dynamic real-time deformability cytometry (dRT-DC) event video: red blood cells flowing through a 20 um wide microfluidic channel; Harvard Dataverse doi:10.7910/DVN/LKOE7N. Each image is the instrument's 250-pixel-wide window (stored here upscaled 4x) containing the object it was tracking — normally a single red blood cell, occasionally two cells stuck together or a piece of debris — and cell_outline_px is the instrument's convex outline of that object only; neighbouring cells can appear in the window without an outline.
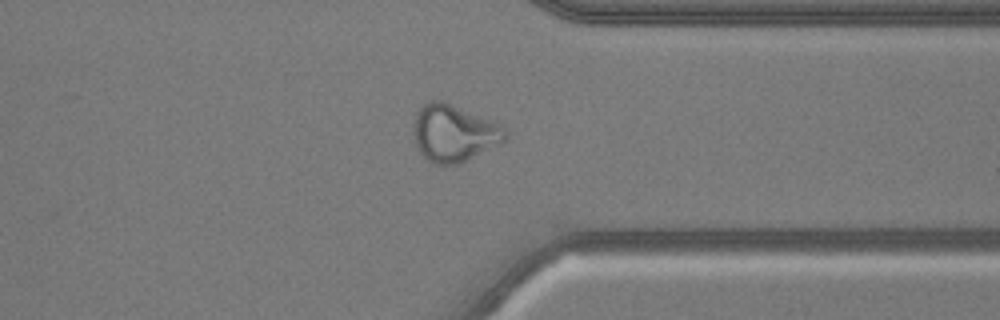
{"species": "common noctule bat (a hibernating species)", "species_latin": "Nyctalus noctula", "temperature_condition": "warm", "stored_images_in_passage": 53, "camera_frame_rate_fps": 3000, "um_per_image_px": 0.085, "animal": {"sex": "male", "body_mass_g": 20.5, "forearm_length_mm": 52.5}, "frame": {"image": 1, "passage_image": 41, "time_ms": 13.333, "image_size_px": [1000, 320], "cell_outline_px": [[508, 136], [500, 144], [456, 164], [432, 164], [420, 152], [416, 144], [412, 132], [416, 112], [424, 104], [432, 100], [444, 100], [508, 128]], "centroid_in_image_um": [38.57, 11.3], "position_along_channel_um": 372.8, "area_um2": 30.4}}
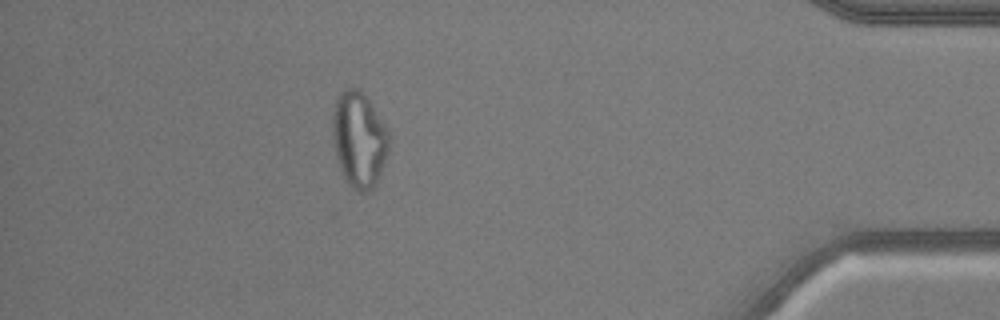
{"frame": {"image": 2, "passage_image": 47, "time_ms": 15.333, "image_size_px": [1000, 320], "cell_outline_px": [[388, 152], [384, 164], [376, 184], [372, 192], [356, 192], [348, 184], [340, 168], [336, 156], [332, 140], [332, 112], [336, 100], [340, 92], [344, 88], [356, 88], [368, 100], [388, 128]], "centroid_in_image_um": [30.5, 11.89], "position_along_channel_um": 404.7, "area_um2": 31.56}}